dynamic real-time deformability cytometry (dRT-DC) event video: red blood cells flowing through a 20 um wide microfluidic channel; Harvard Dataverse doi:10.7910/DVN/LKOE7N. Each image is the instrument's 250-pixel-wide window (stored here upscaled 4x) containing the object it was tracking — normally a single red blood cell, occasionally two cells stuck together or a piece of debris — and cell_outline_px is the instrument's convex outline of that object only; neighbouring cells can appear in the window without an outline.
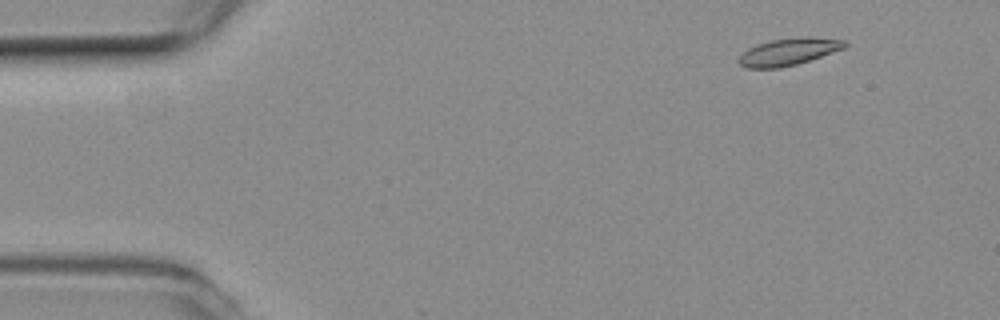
{"species": "common noctule bat (a hibernating species)", "species_latin": "Nyctalus noctula", "temperature_condition": "room temperature", "stored_images_in_passage": 5, "camera_frame_rate_fps": 3000, "um_per_image_px": 0.085, "animal": {"sex": "female", "body_mass_g": 19.3, "forearm_length_mm": 54.1}, "frame": {"image": 1, "passage_image": 1, "time_ms": 0.0, "image_size_px": [1000, 320], "cell_outline_px": [[848, 44], [844, 48], [796, 64], [780, 68], [744, 68], [740, 64], [740, 56], [748, 48], [756, 44], [772, 40], [800, 36], [812, 36], [844, 40]], "centroid_in_image_um": [67.03, 4.38], "position_along_channel_um": 18.0, "area_um2": 16.65}}
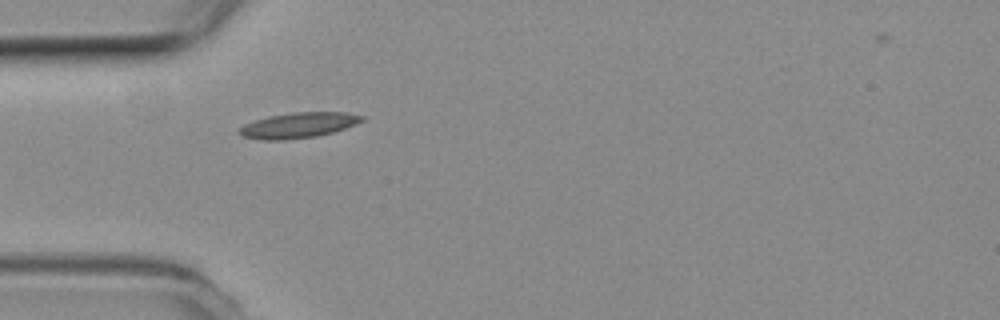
{"frame": {"image": 2, "passage_image": 4, "time_ms": 1.0, "image_size_px": [1000, 320], "cell_outline_px": [[364, 120], [356, 124], [332, 132], [316, 136], [284, 140], [264, 140], [244, 136], [240, 132], [240, 128], [244, 124], [268, 116], [292, 112], [348, 112], [364, 116]], "centroid_in_image_um": [25.41, 10.63], "position_along_channel_um": 59.6, "area_um2": 17.98}}
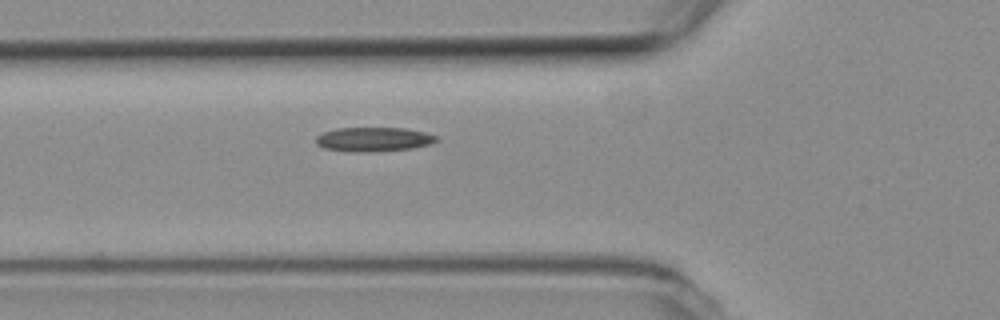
{"frame": {"image": 3, "passage_image": 5, "time_ms": 1.333, "image_size_px": [1000, 320], "cell_outline_px": [[440, 140], [432, 144], [412, 148], [368, 152], [356, 152], [324, 148], [316, 144], [316, 136], [324, 132], [336, 128], [404, 128], [424, 132], [440, 136]], "centroid_in_image_um": [31.81, 11.84], "position_along_channel_um": 94.0, "area_um2": 17.11}}